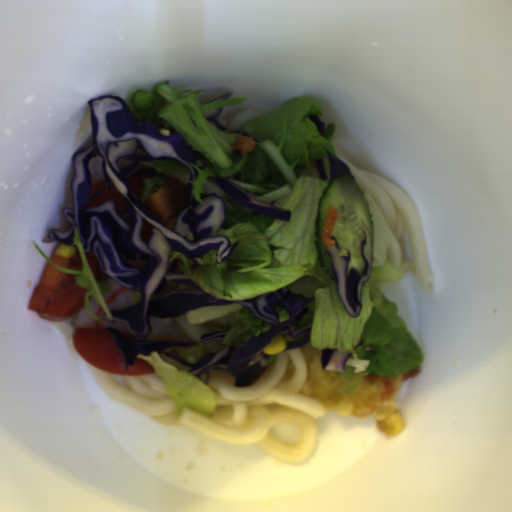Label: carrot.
Returning a JSON list of instances; mask_svg holds the SVG:
<instances>
[{
    "label": "carrot",
    "mask_w": 512,
    "mask_h": 512,
    "mask_svg": "<svg viewBox=\"0 0 512 512\" xmlns=\"http://www.w3.org/2000/svg\"><path fill=\"white\" fill-rule=\"evenodd\" d=\"M228 134L233 136H239L231 148L235 152L240 151L241 157H245L247 153L251 152L256 145L254 139L251 138L250 136L240 134L234 131Z\"/></svg>",
    "instance_id": "b8716197"
}]
</instances>
